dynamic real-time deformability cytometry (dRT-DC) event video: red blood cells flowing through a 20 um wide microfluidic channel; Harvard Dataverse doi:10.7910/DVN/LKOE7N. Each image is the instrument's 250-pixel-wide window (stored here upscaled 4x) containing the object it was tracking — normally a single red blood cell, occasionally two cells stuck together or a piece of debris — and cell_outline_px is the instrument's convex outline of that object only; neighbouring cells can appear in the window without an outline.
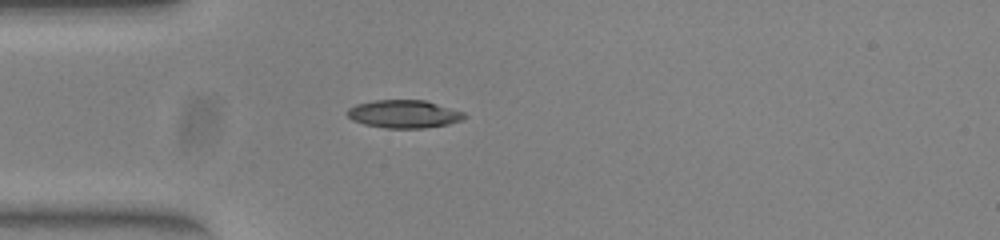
{"species": "common noctule bat (a hibernating species)", "species_latin": "Nyctalus noctula", "temperature_condition": "warm", "stored_images_in_passage": 39, "camera_frame_rate_fps": 3000, "um_per_image_px": 0.085, "animal": {"sex": "female", "body_mass_g": 23.0, "forearm_length_mm": 53.4}, "frame": {"image": 1, "passage_image": 1, "time_ms": 0.0, "image_size_px": [1000, 240], "cell_outline_px": [[468, 116], [460, 120], [448, 124], [424, 128], [384, 128], [364, 124], [352, 120], [348, 116], [348, 108], [356, 104], [376, 100], [424, 100], [464, 112]], "centroid_in_image_um": [34.33, 9.69], "position_along_channel_um": 50.7, "area_um2": 18.96}}
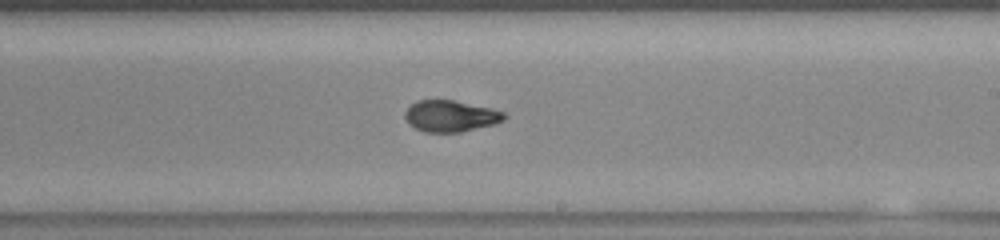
{"frame": {"image": 2, "passage_image": 17, "time_ms": 5.333, "image_size_px": [1000, 240], "cell_outline_px": [[508, 116], [504, 120], [496, 124], [460, 132], [424, 132], [408, 124], [404, 116], [404, 112], [416, 100], [452, 100], [492, 108], [504, 112]], "centroid_in_image_um": [38.31, 9.87], "position_along_channel_um": 250.7, "area_um2": 18.26}}
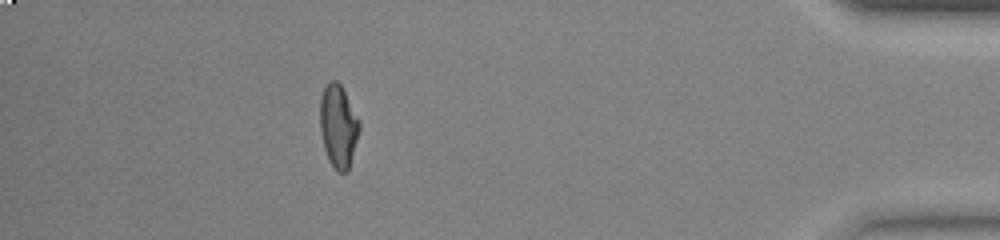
{"frame": {"image": 3, "passage_image": 33, "time_ms": 10.667, "image_size_px": [1000, 240], "cell_outline_px": [[360, 128], [348, 172], [336, 172], [328, 160], [324, 148], [320, 132], [320, 100], [324, 88], [328, 80], [336, 80], [340, 84], [360, 120]], "centroid_in_image_um": [28.75, 10.74], "position_along_channel_um": 406.5, "area_um2": 19.13}, "authors_computed_cell_mechanics": {"area_um2": 18.785, "velocity_mm_per_s": 3.9291, "shape_relaxation_time_tau1_ms": null, "shape_relaxation_time_tau2_ms": 1.3213, "deformation_change_tau1": null, "deformation_change_tau2": 0.0607}}